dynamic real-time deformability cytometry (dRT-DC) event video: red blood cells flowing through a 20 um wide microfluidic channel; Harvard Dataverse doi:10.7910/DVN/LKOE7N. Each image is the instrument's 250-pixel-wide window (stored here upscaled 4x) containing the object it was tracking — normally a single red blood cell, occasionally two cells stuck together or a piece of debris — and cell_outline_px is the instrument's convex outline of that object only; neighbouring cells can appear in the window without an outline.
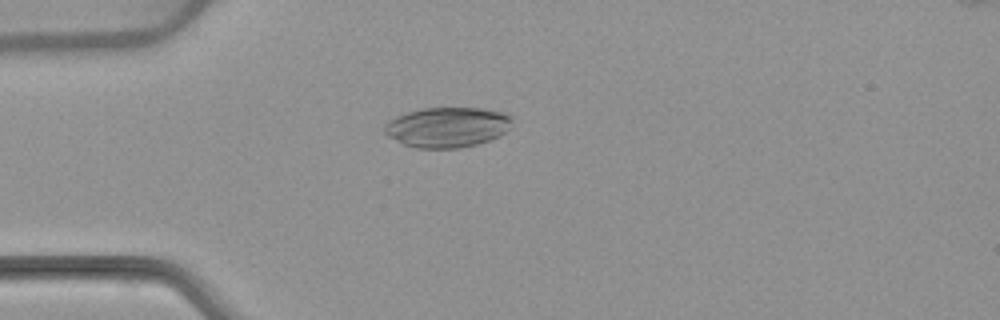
{"species": "common noctule bat (a hibernating species)", "species_latin": "Nyctalus noctula", "temperature_condition": "warm", "stored_images_in_passage": 53, "camera_frame_rate_fps": 3000, "um_per_image_px": 0.085, "animal": {"sex": "female", "body_mass_g": 22.7, "forearm_length_mm": 54.2}, "frame": {"image": 1, "passage_image": 14, "time_ms": 4.333, "image_size_px": [1000, 320], "cell_outline_px": [[512, 120], [508, 128], [504, 132], [488, 140], [476, 144], [460, 148], [416, 148], [404, 144], [388, 136], [384, 132], [384, 124], [388, 120], [396, 116], [408, 112], [424, 108], [480, 108], [504, 112], [512, 116]], "centroid_in_image_um": [37.99, 10.8], "position_along_channel_um": 47.0, "area_um2": 29.71}}
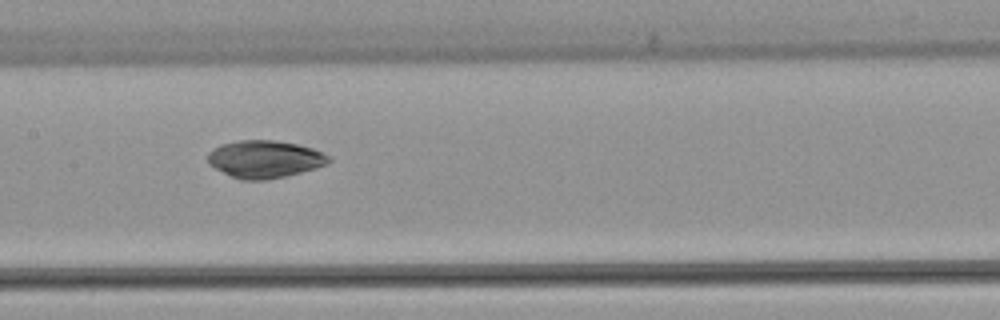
{"frame": {"image": 2, "passage_image": 26, "time_ms": 8.333, "image_size_px": [1000, 320], "cell_outline_px": [[332, 160], [328, 164], [316, 168], [284, 176], [264, 180], [240, 180], [208, 164], [208, 152], [212, 148], [220, 144], [236, 140], [276, 140], [296, 144], [312, 148], [324, 152], [332, 156]], "centroid_in_image_um": [22.52, 13.51], "position_along_channel_um": 184.9, "area_um2": 26.59}}
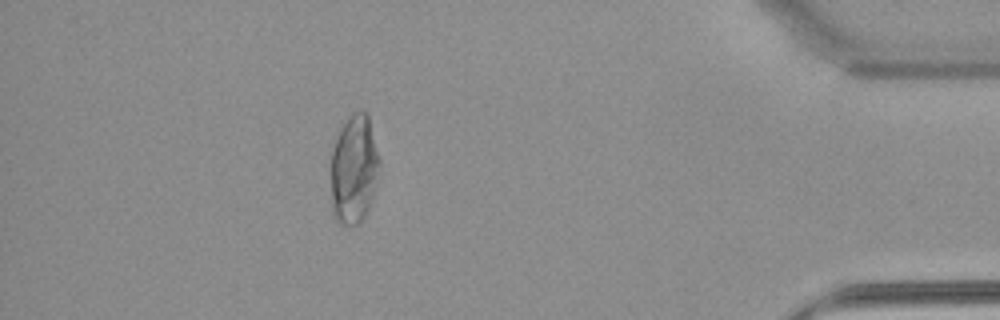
{"frame": {"image": 3, "passage_image": 47, "time_ms": 15.333, "image_size_px": [1000, 320], "cell_outline_px": [[380, 164], [372, 196], [368, 208], [360, 224], [340, 224], [332, 216], [328, 172], [328, 168], [332, 148], [336, 136], [340, 128], [352, 112], [368, 112], [380, 160]], "centroid_in_image_um": [30.02, 14.39], "position_along_channel_um": 405.2, "area_um2": 31.79}, "authors_computed_cell_mechanics": {"area_um2": 28.5532, "velocity_mm_per_s": 3.8423, "shape_relaxation_time_tau1_ms": 11.3038, "shape_relaxation_time_tau2_ms": 2.711, "deformation_change_tau1": 0.237, "deformation_change_tau2": 0.048}}